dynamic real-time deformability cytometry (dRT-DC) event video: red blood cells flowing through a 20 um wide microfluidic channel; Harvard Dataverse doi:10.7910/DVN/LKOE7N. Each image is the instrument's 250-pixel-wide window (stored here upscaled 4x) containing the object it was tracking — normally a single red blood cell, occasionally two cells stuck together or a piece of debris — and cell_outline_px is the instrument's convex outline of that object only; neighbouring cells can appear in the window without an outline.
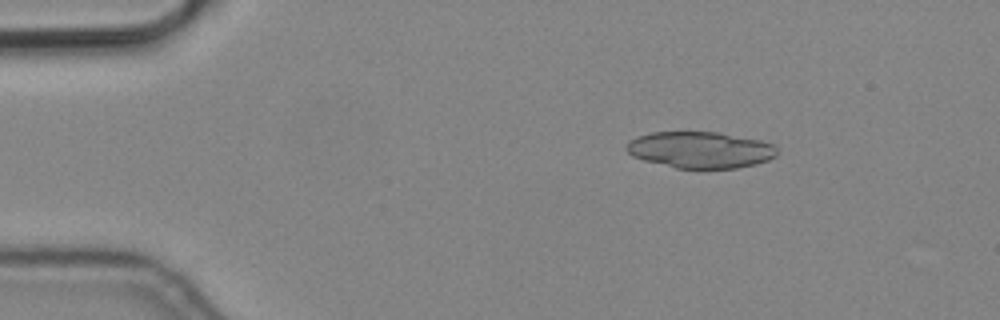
{"species": "common noctule bat (a hibernating species)", "species_latin": "Nyctalus noctula", "temperature_condition": "cold", "stored_images_in_passage": 9, "segment_of_instrument_passage": [1, 2], "camera_frame_rate_fps": 3000, "um_per_image_px": 0.085, "animal": {"sex": "male", "body_mass_g": 19.2, "forearm_length_mm": 51.8}, "frame": {"image": 1, "passage_image": 1, "time_ms": 0.0, "image_size_px": [1000, 320], "cell_outline_px": [[776, 156], [768, 160], [756, 164], [736, 168], [676, 168], [644, 160], [632, 156], [624, 148], [628, 140], [636, 136], [652, 132], [716, 132], [760, 140], [776, 144]], "centroid_in_image_um": [59.5, 12.73], "position_along_channel_um": 25.5, "area_um2": 32.08}}